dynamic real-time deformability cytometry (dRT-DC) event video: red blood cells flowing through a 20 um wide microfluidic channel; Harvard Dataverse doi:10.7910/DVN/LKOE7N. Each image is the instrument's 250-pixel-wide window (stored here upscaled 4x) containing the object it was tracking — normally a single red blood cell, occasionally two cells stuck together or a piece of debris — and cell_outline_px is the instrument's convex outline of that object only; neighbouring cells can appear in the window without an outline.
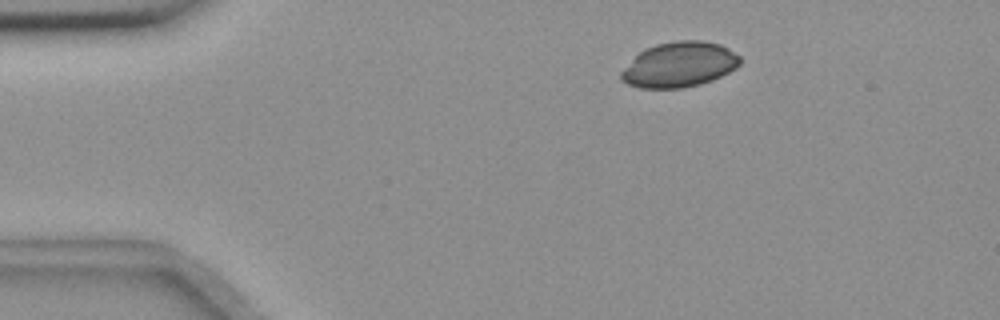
{"species": "common noctule bat (a hibernating species)", "species_latin": "Nyctalus noctula", "temperature_condition": "room temperature", "stored_images_in_passage": 3, "camera_frame_rate_fps": 3000, "um_per_image_px": 0.085, "animal": {"sex": "female", "body_mass_g": 18.4}, "frame": {"image": 1, "passage_image": 1, "time_ms": 0.0, "image_size_px": [1000, 320], "cell_outline_px": [[740, 64], [736, 68], [712, 80], [700, 84], [680, 88], [640, 88], [628, 84], [620, 80], [620, 72], [644, 48], [656, 44], [676, 40], [704, 40], [720, 44], [728, 48], [740, 56]], "centroid_in_image_um": [57.74, 5.48], "position_along_channel_um": 27.3, "area_um2": 31.33}}